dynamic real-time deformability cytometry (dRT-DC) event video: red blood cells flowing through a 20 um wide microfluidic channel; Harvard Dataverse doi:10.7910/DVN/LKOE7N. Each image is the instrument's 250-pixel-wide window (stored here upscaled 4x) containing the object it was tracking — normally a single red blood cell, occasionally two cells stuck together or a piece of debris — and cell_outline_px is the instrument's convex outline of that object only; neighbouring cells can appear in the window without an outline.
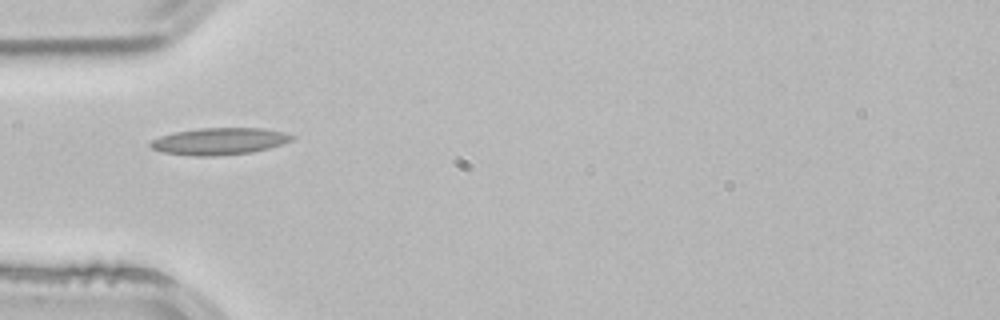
{"species": "common noctule bat (a hibernating species)", "species_latin": "Nyctalus noctula", "temperature_condition": "room temperature", "stored_images_in_passage": 2, "camera_frame_rate_fps": 3000, "um_per_image_px": 0.085, "animal": {"sex": "male", "body_mass_g": 21.5, "forearm_length_mm": 52.0}, "frame": {"image": 1, "passage_image": 2, "time_ms": 0.333, "image_size_px": [1000, 320], "cell_outline_px": [[296, 136], [292, 140], [268, 148], [252, 152], [216, 156], [192, 156], [164, 152], [152, 148], [148, 144], [152, 140], [160, 136], [176, 132], [200, 128], [264, 128], [284, 132]], "centroid_in_image_um": [18.65, 12.0], "position_along_channel_um": 66.3, "area_um2": 22.08}}